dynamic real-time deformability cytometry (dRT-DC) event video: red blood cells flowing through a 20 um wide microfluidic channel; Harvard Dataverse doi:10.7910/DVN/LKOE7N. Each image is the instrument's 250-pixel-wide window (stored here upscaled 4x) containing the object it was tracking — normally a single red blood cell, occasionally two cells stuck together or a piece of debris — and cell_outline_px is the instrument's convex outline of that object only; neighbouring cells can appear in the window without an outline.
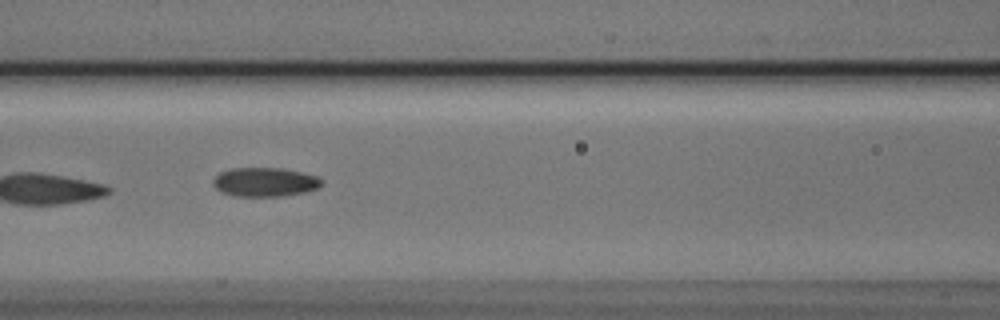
{"species": "Egyptian fruit bat (a non-hibernating species)", "species_latin": "Rousettus aegyptiacus", "temperature_condition": "cold", "stored_images_in_passage": 11, "camera_frame_rate_fps": 3000, "um_per_image_px": 0.085, "animal": {"sex": "male"}, "frame": {"image": 1, "passage_image": 7, "time_ms": 2.0, "image_size_px": [1000, 320], "cell_outline_px": [[324, 184], [308, 192], [284, 196], [232, 196], [220, 192], [212, 184], [212, 180], [220, 172], [232, 168], [280, 168], [300, 172], [316, 176], [324, 180]], "centroid_in_image_um": [22.51, 15.48], "position_along_channel_um": 144.1, "area_um2": 18.55}}
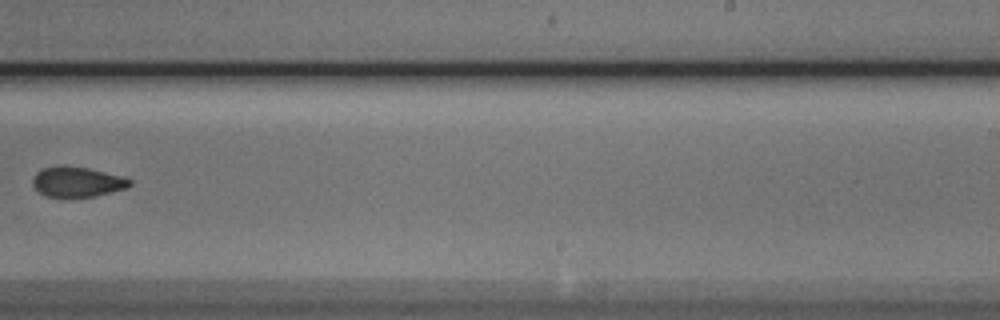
{"frame": {"image": 2, "passage_image": 10, "time_ms": 3.0, "image_size_px": [1000, 320], "cell_outline_px": [[132, 184], [128, 188], [96, 196], [60, 200], [48, 196], [40, 192], [32, 184], [32, 176], [40, 168], [56, 164], [64, 164], [88, 168], [120, 176], [132, 180]], "centroid_in_image_um": [6.5, 15.47], "position_along_channel_um": 282.5, "area_um2": 17.92}}
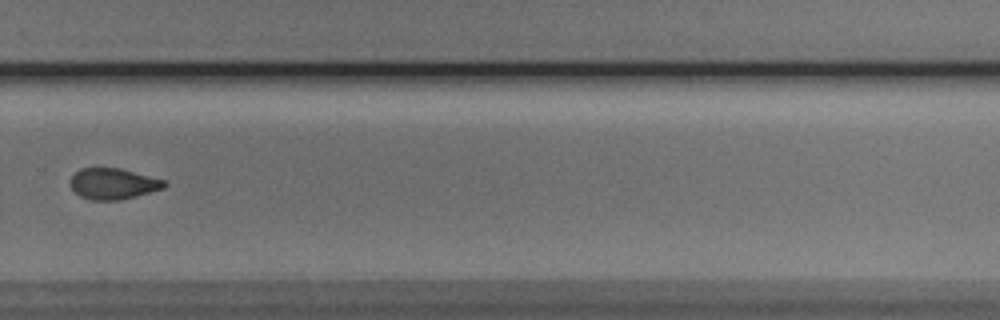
{"frame": {"image": 3, "passage_image": 11, "time_ms": 3.333, "image_size_px": [1000, 320], "cell_outline_px": [[168, 184], [164, 188], [120, 200], [92, 200], [80, 196], [72, 188], [72, 176], [80, 168], [120, 168], [164, 180]], "centroid_in_image_um": [9.63, 15.62], "position_along_channel_um": 320.2, "area_um2": 16.7}}